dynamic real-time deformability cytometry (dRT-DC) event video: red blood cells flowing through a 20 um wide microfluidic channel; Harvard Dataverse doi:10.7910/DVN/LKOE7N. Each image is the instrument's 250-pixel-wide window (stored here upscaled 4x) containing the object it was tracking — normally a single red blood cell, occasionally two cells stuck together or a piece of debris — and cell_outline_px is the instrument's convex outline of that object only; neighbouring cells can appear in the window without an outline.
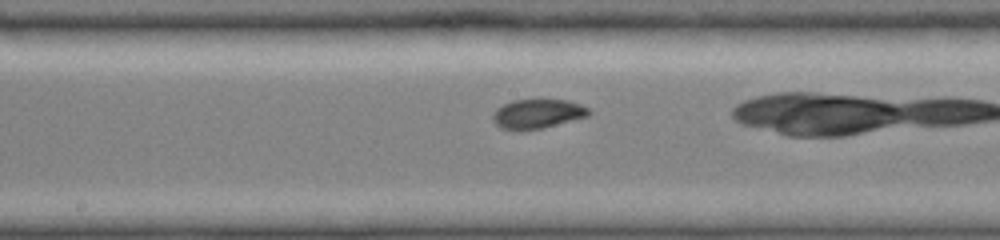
{"species": "common noctule bat (a hibernating species)", "species_latin": "Nyctalus noctula", "temperature_condition": "cold", "stored_images_in_passage": 28, "camera_frame_rate_fps": 3000, "um_per_image_px": 0.085, "animal": {"sex": "female", "body_mass_g": 19.0, "forearm_length_mm": 51.5}, "frame": {"image": 1, "passage_image": 19, "time_ms": 7.0, "image_size_px": [1000, 240], "cell_outline_px": [[592, 112], [588, 116], [540, 128], [504, 128], [496, 124], [492, 120], [492, 116], [496, 108], [512, 100], [568, 100], [580, 104], [588, 108]], "centroid_in_image_um": [45.71, 9.63], "position_along_channel_um": 202.5, "area_um2": 15.84}}